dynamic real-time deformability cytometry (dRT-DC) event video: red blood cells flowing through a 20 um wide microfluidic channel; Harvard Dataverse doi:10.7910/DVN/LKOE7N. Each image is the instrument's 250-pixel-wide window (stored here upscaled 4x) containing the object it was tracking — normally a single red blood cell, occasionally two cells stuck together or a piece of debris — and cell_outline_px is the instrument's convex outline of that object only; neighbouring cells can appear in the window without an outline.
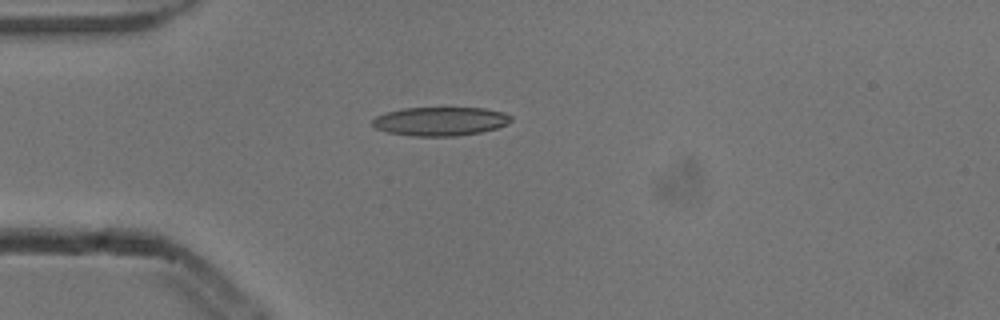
{"species": "common noctule bat (a hibernating species)", "species_latin": "Nyctalus noctula", "temperature_condition": "cold", "stored_images_in_passage": 5, "camera_frame_rate_fps": 3000, "um_per_image_px": 0.085, "animal": {"sex": "male", "body_mass_g": 13.3}, "frame": {"image": 1, "passage_image": 4, "time_ms": 1.0, "image_size_px": [1000, 320], "cell_outline_px": [[512, 120], [508, 124], [496, 128], [480, 132], [456, 136], [412, 136], [388, 132], [376, 128], [372, 124], [372, 120], [376, 116], [388, 112], [404, 108], [484, 108], [504, 112], [512, 116]], "centroid_in_image_um": [37.45, 10.31], "position_along_channel_um": 47.5, "area_um2": 23.18}}